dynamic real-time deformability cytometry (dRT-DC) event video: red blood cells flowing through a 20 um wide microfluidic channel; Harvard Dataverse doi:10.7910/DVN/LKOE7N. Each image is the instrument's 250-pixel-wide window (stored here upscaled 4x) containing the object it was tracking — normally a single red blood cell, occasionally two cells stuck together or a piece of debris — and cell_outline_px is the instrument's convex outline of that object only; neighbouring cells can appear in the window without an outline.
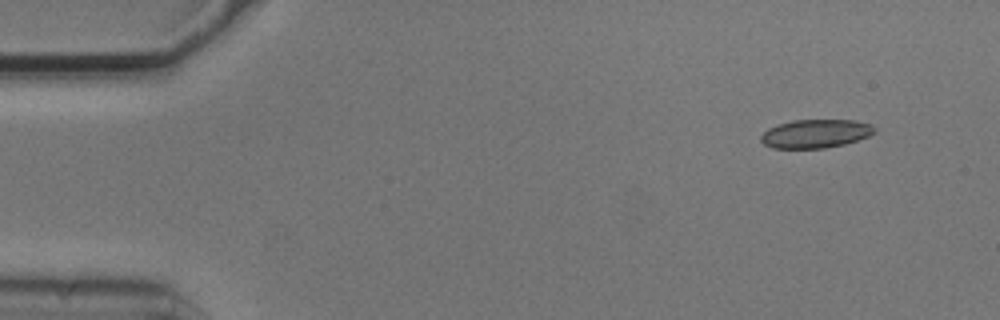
{"species": "common noctule bat (a hibernating species)", "species_latin": "Nyctalus noctula", "temperature_condition": "cold", "stored_images_in_passage": 4, "camera_frame_rate_fps": 3000, "um_per_image_px": 0.085, "animal": {"sex": "male", "body_mass_g": 20.5, "forearm_length_mm": 52.5}, "frame": {"image": 1, "passage_image": 1, "time_ms": 0.0, "image_size_px": [1000, 320], "cell_outline_px": [[876, 132], [868, 136], [844, 144], [824, 148], [772, 148], [764, 144], [760, 140], [760, 136], [768, 128], [776, 124], [792, 120], [856, 120], [872, 124], [876, 128]], "centroid_in_image_um": [69.32, 11.35], "position_along_channel_um": 15.7, "area_um2": 19.02}}
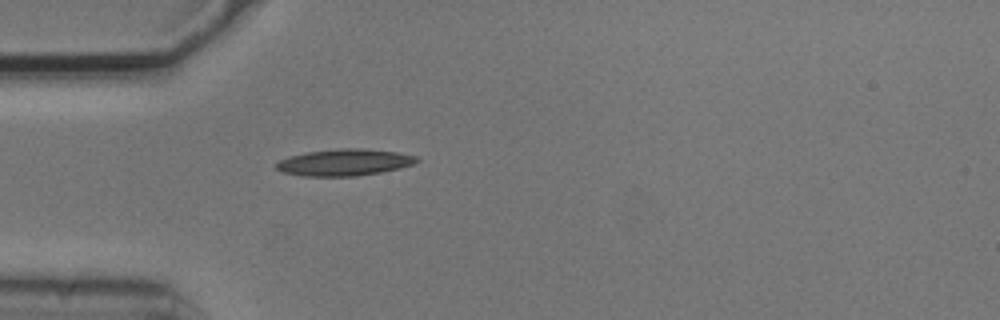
{"frame": {"image": 2, "passage_image": 4, "time_ms": 1.0, "image_size_px": [1000, 320], "cell_outline_px": [[420, 160], [412, 164], [400, 168], [380, 172], [356, 176], [300, 176], [284, 172], [276, 168], [276, 164], [280, 160], [292, 156], [308, 152], [336, 148], [364, 148], [396, 152], [420, 156]], "centroid_in_image_um": [29.32, 13.8], "position_along_channel_um": 55.7, "area_um2": 21.79}}